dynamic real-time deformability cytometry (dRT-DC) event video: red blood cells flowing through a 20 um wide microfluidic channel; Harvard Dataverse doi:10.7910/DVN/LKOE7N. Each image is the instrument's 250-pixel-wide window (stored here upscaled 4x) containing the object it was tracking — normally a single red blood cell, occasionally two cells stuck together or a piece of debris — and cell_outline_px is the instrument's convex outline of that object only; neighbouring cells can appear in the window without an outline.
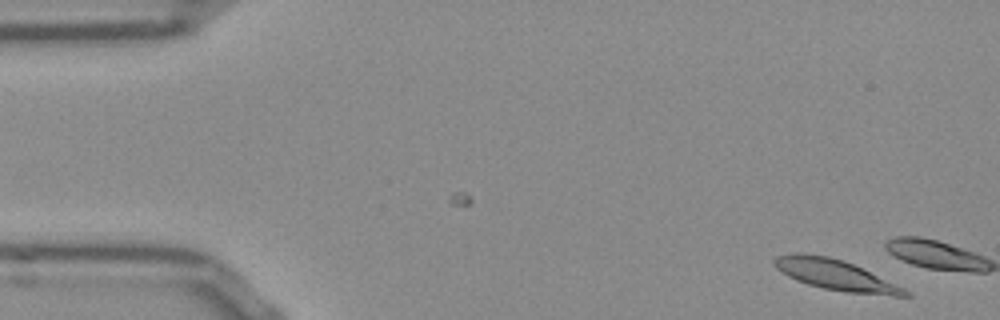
{"species": "Egyptian fruit bat (a non-hibernating species)", "species_latin": "Rousettus aegyptiacus", "temperature_condition": "room temperature", "stored_images_in_passage": 7, "camera_frame_rate_fps": 3000, "um_per_image_px": 0.085, "frame": {"image": 1, "passage_image": 1, "time_ms": 0.0, "image_size_px": [1000, 320], "cell_outline_px": [[912, 296], [896, 296], [848, 292], [824, 288], [808, 284], [796, 280], [788, 276], [776, 268], [772, 264], [772, 260], [776, 256], [796, 252], [800, 252], [828, 256], [852, 264], [904, 288]], "centroid_in_image_um": [70.94, 23.35], "position_along_channel_um": 14.1, "area_um2": 22.83}}